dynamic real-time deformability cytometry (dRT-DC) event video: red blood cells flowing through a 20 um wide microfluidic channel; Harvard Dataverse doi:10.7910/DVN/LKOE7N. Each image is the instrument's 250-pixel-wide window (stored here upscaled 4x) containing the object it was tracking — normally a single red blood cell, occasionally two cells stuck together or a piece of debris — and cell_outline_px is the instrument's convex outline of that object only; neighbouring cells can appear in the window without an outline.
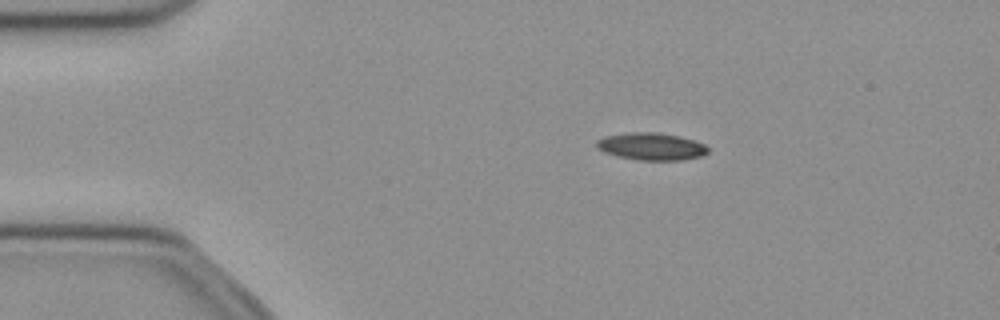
{"species": "common noctule bat (a hibernating species)", "species_latin": "Nyctalus noctula", "temperature_condition": "cold", "stored_images_in_passage": 52, "camera_frame_rate_fps": 3000, "um_per_image_px": 0.085, "animal": {"sex": "female", "body_mass_g": 21.9}, "frame": {"image": 1, "passage_image": 10, "time_ms": 3.0, "image_size_px": [1000, 320], "cell_outline_px": [[708, 152], [700, 156], [680, 160], [636, 160], [604, 152], [596, 148], [596, 140], [604, 136], [632, 132], [656, 132], [680, 136], [704, 144], [708, 148]], "centroid_in_image_um": [55.33, 12.44], "position_along_channel_um": 29.7, "area_um2": 17.63}}
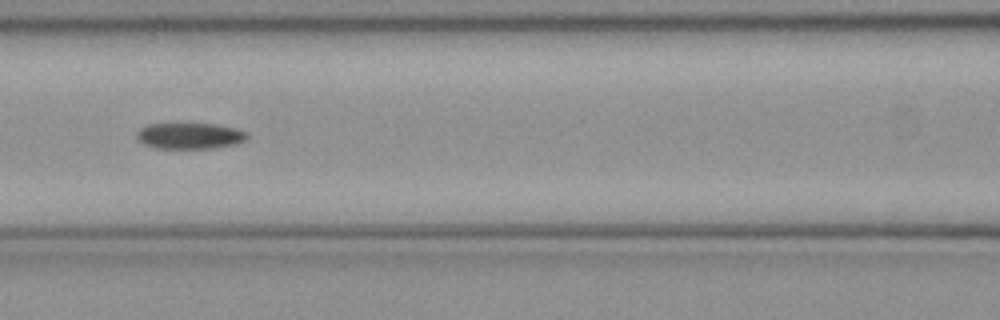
{"frame": {"image": 2, "passage_image": 23, "time_ms": 7.333, "image_size_px": [1000, 320], "cell_outline_px": [[248, 136], [244, 140], [236, 144], [212, 148], [156, 148], [144, 144], [136, 136], [136, 132], [140, 128], [148, 124], [216, 124], [236, 128], [248, 132]], "centroid_in_image_um": [16.14, 11.54], "position_along_channel_um": 150.5, "area_um2": 16.7}}
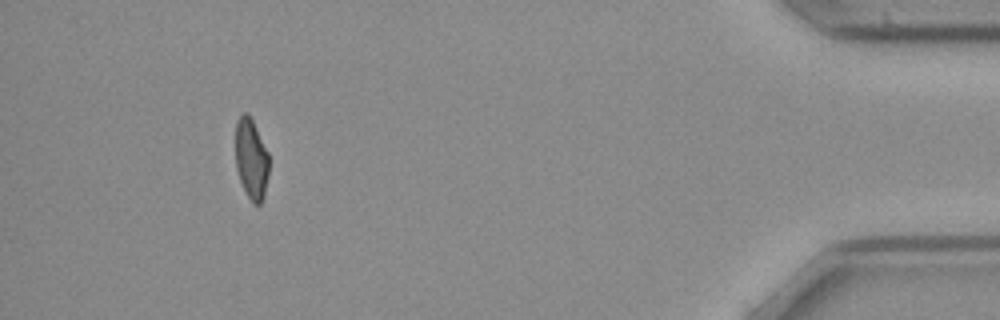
{"frame": {"image": 3, "passage_image": 48, "time_ms": 15.667, "image_size_px": [1000, 320], "cell_outline_px": [[268, 176], [264, 196], [260, 204], [252, 204], [240, 180], [236, 168], [236, 120], [244, 112], [248, 112], [268, 152]], "centroid_in_image_um": [21.35, 13.51], "position_along_channel_um": 413.8, "area_um2": 15.61}}